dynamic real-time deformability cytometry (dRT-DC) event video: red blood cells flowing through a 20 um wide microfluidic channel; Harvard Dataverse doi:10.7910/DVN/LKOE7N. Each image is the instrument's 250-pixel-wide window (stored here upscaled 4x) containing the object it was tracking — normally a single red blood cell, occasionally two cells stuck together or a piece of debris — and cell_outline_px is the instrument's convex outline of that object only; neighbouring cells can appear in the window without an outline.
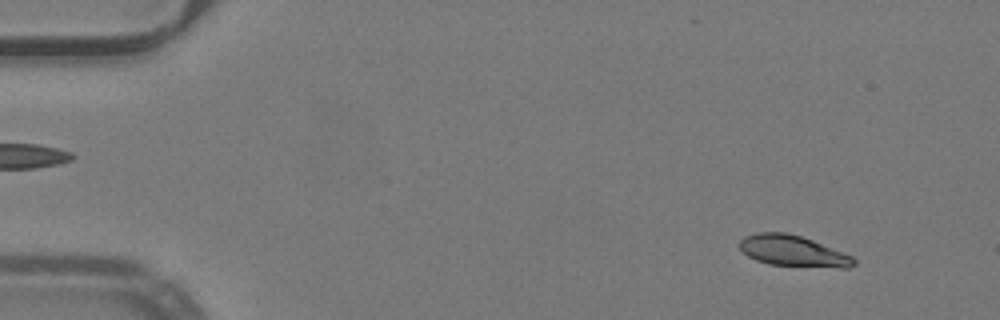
{"species": "common noctule bat (a hibernating species)", "species_latin": "Nyctalus noctula", "temperature_condition": "warm", "stored_images_in_passage": 15, "camera_frame_rate_fps": 3000, "um_per_image_px": 0.085, "animal": {"sex": "male", "body_mass_g": 19.2, "forearm_length_mm": 51.8}, "frame": {"image": 1, "passage_image": 5, "time_ms": 1.333, "image_size_px": [1000, 320], "cell_outline_px": [[856, 264], [848, 268], [840, 268], [768, 264], [756, 260], [748, 256], [736, 244], [744, 236], [756, 232], [788, 232], [812, 240], [852, 256], [856, 260]], "centroid_in_image_um": [67.37, 21.33], "position_along_channel_um": 17.6, "area_um2": 20.69}}